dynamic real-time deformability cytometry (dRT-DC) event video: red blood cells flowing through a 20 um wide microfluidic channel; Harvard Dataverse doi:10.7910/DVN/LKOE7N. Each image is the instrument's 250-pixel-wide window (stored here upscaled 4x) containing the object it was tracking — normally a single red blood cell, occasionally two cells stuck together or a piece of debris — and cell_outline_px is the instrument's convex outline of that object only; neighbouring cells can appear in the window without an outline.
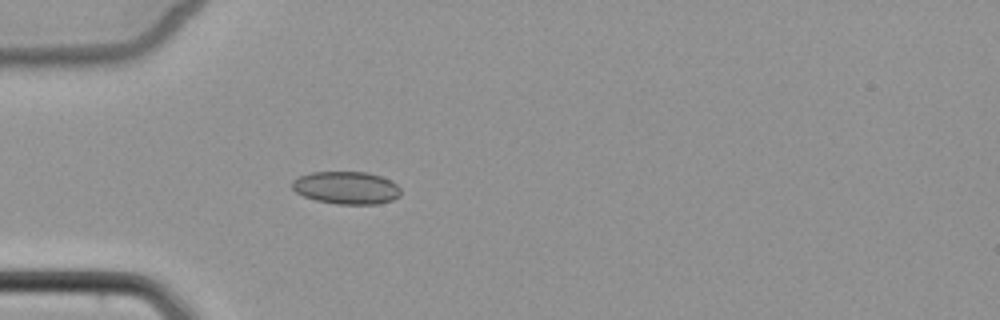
{"species": "common noctule bat (a hibernating species)", "species_latin": "Nyctalus noctula", "temperature_condition": "cold", "stored_images_in_passage": 4, "camera_frame_rate_fps": 3000, "um_per_image_px": 0.085, "animal": {"sex": "female", "body_mass_g": 22.7, "forearm_length_mm": 54.2}, "frame": {"image": 1, "passage_image": 4, "time_ms": 4.333, "image_size_px": [1000, 320], "cell_outline_px": [[400, 196], [392, 200], [376, 204], [336, 204], [316, 200], [304, 196], [296, 192], [292, 188], [292, 180], [300, 176], [312, 172], [368, 172], [380, 176], [396, 184], [400, 188]], "centroid_in_image_um": [29.43, 15.96], "position_along_channel_um": 55.6, "area_um2": 20.58}}